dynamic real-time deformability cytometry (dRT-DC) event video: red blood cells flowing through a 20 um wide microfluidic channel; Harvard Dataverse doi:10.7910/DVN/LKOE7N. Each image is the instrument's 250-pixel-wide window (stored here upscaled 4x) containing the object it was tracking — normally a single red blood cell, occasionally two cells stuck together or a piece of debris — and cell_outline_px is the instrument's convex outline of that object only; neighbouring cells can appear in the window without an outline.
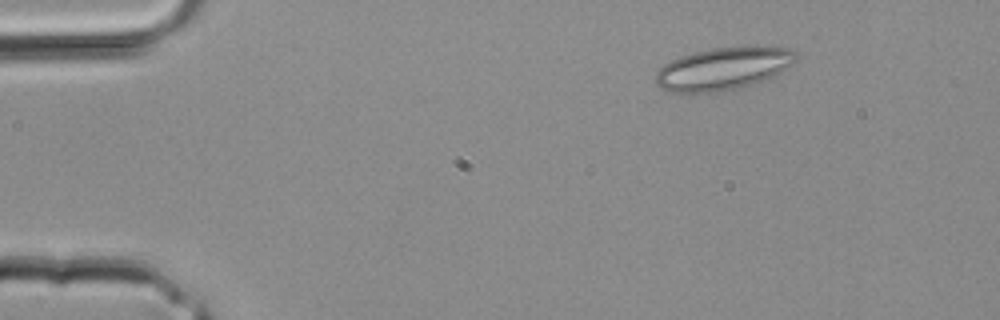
{"species": "common noctule bat (a hibernating species)", "species_latin": "Nyctalus noctula", "temperature_condition": "room temperature", "stored_images_in_passage": 3, "camera_frame_rate_fps": 3000, "um_per_image_px": 0.085, "animal": {"sex": "male", "body_mass_g": 20.4}, "frame": {"image": 1, "passage_image": 1, "time_ms": 0.0, "image_size_px": [1000, 320], "cell_outline_px": [[796, 60], [792, 64], [780, 72], [764, 80], [740, 88], [720, 92], [692, 96], [668, 92], [660, 88], [656, 84], [656, 72], [664, 64], [680, 56], [712, 48], [748, 44], [764, 44], [788, 48], [796, 52]], "centroid_in_image_um": [61.46, 5.84], "position_along_channel_um": 23.5, "area_um2": 36.24}}